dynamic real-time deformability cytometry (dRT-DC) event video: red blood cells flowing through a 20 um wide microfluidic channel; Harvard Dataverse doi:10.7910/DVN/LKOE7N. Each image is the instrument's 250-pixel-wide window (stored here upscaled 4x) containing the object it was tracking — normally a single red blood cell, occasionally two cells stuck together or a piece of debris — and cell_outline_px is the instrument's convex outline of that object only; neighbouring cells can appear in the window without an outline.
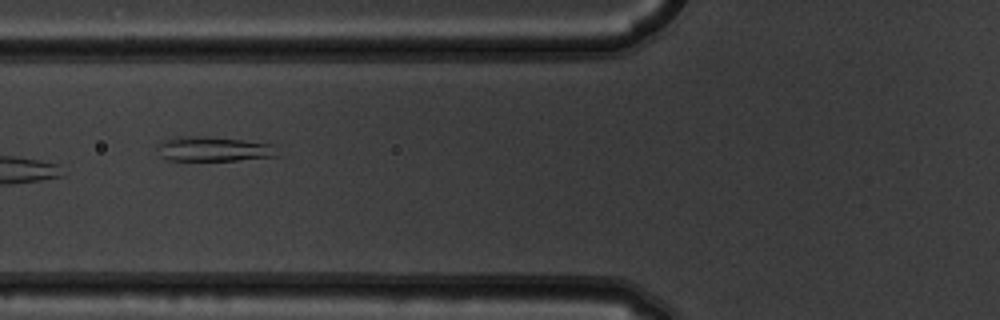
{"species": "common noctule bat (a hibernating species)", "species_latin": "Nyctalus noctula", "temperature_condition": "warm", "stored_images_in_passage": 14, "camera_frame_rate_fps": 3000, "um_per_image_px": 0.085, "animal": {"sex": "male", "body_mass_g": 19.5, "forearm_length_mm": 54.6}, "frame": {"image": 1, "passage_image": 5, "time_ms": 1.333, "image_size_px": [1000, 320], "cell_outline_px": [[280, 156], [236, 160], [164, 160], [160, 156], [156, 148], [160, 140], [176, 136], [208, 136], [276, 144]], "centroid_in_image_um": [18.14, 12.65], "position_along_channel_um": 107.7, "area_um2": 17.74}}
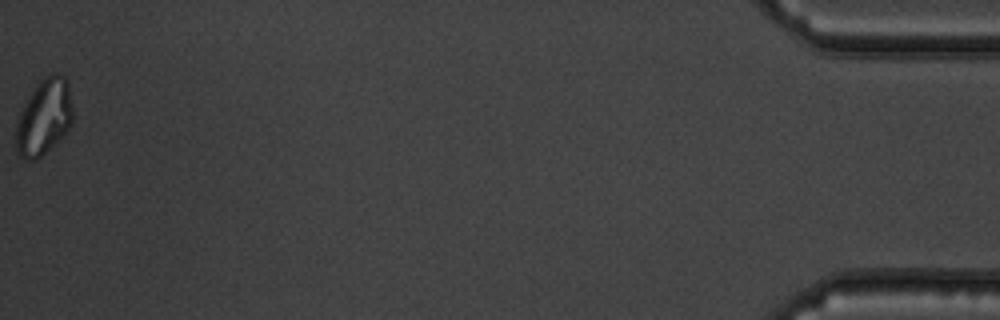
{"frame": {"image": 2, "passage_image": 14, "time_ms": 4.333, "image_size_px": [1000, 320], "cell_outline_px": [[72, 120], [68, 128], [36, 160], [24, 160], [16, 152], [16, 120], [24, 104], [40, 80], [44, 76], [52, 72], [56, 72], [64, 76], [68, 80], [72, 108]], "centroid_in_image_um": [3.72, 9.91], "position_along_channel_um": 431.5, "area_um2": 24.8}}